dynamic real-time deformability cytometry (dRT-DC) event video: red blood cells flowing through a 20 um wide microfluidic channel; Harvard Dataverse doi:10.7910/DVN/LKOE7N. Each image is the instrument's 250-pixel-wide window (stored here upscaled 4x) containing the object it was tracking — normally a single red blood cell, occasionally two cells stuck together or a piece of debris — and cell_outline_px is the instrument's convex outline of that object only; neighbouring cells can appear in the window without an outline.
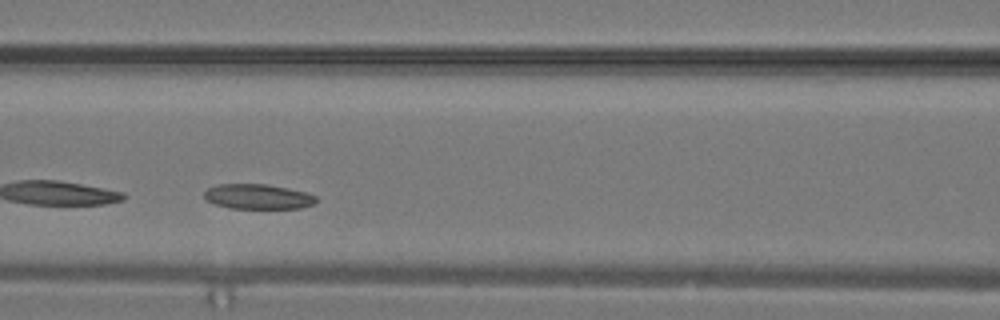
{"species": "common noctule bat (a hibernating species)", "species_latin": "Nyctalus noctula", "temperature_condition": "warm", "stored_images_in_passage": 22, "camera_frame_rate_fps": 3000, "um_per_image_px": 0.085, "animal": {"sex": "male", "body_mass_g": 19.2, "forearm_length_mm": 51.8}, "frame": {"image": 1, "passage_image": 7, "time_ms": 2.0, "image_size_px": [1000, 320], "cell_outline_px": [[316, 200], [312, 204], [300, 208], [232, 208], [216, 204], [204, 200], [204, 192], [208, 188], [216, 184], [268, 184], [288, 188], [304, 192], [316, 196]], "centroid_in_image_um": [21.88, 16.7], "position_along_channel_um": 144.7, "area_um2": 16.18}}
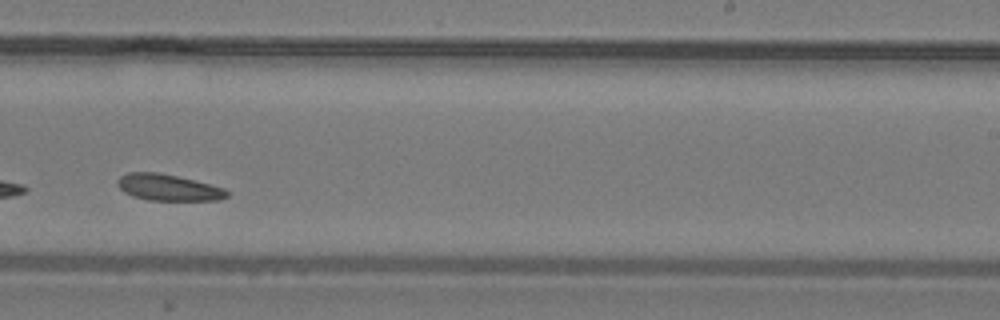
{"frame": {"image": 2, "passage_image": 13, "time_ms": 4.0, "image_size_px": [1000, 320], "cell_outline_px": [[228, 196], [220, 200], [148, 200], [132, 196], [124, 192], [116, 184], [116, 180], [120, 176], [128, 172], [160, 172], [224, 188], [228, 192]], "centroid_in_image_um": [14.25, 15.93], "position_along_channel_um": 274.7, "area_um2": 16.76}}